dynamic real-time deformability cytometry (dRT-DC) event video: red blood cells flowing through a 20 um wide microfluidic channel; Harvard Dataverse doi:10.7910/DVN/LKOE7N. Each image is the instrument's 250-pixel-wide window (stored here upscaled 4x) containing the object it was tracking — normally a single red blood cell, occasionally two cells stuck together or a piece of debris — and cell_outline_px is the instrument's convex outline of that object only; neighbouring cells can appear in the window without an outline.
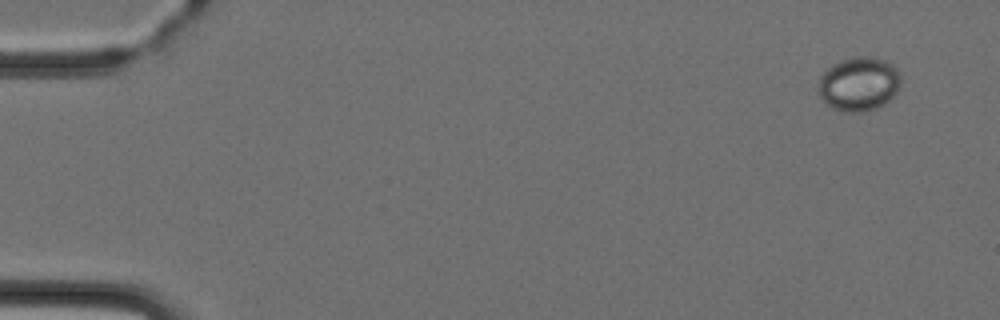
{"species": "Egyptian fruit bat (a non-hibernating species)", "species_latin": "Rousettus aegyptiacus", "temperature_condition": "cold", "stored_images_in_passage": 5, "camera_frame_rate_fps": 3000, "um_per_image_px": 0.085, "animal": {"sex": "female"}, "frame": {"image": 1, "passage_image": 1, "time_ms": 0.0, "image_size_px": [1000, 320], "cell_outline_px": [[900, 84], [896, 92], [884, 104], [876, 108], [860, 112], [844, 112], [832, 108], [820, 96], [816, 88], [820, 76], [832, 64], [844, 60], [860, 56], [864, 56], [884, 60], [892, 64], [900, 72]], "centroid_in_image_um": [72.99, 7.14], "position_along_channel_um": 12.0, "area_um2": 25.84}}
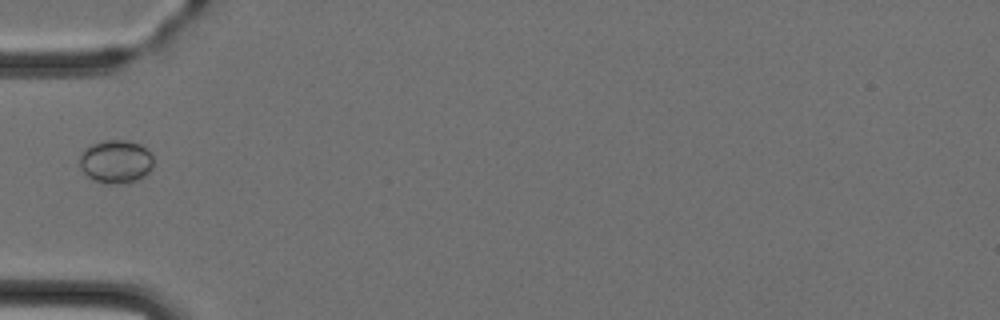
{"frame": {"image": 2, "passage_image": 5, "time_ms": 4.667, "image_size_px": [1000, 320], "cell_outline_px": [[152, 168], [140, 180], [128, 184], [104, 184], [92, 180], [80, 168], [80, 152], [92, 144], [104, 140], [124, 140], [140, 144], [152, 156]], "centroid_in_image_um": [9.83, 13.77], "position_along_channel_um": 75.2, "area_um2": 18.84}}